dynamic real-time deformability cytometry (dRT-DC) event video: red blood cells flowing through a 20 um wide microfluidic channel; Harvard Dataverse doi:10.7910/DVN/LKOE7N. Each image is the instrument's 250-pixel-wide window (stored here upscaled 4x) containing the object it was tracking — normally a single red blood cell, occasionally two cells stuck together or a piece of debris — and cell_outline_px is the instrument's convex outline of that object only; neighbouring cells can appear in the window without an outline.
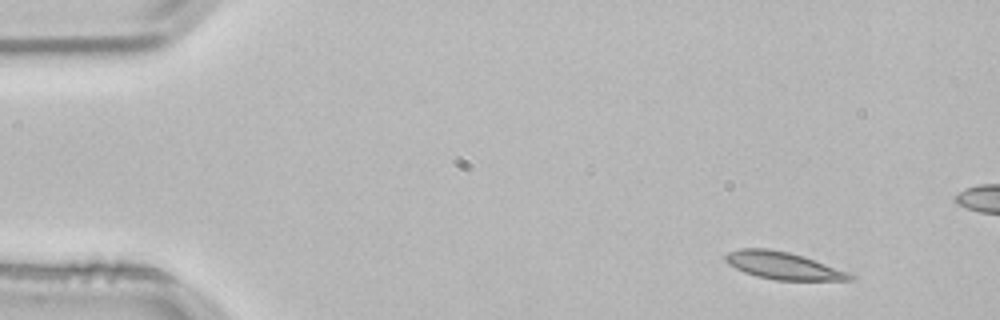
{"species": "common noctule bat (a hibernating species)", "species_latin": "Nyctalus noctula", "temperature_condition": "room temperature", "stored_images_in_passage": 5, "camera_frame_rate_fps": 3000, "um_per_image_px": 0.085, "animal": {"sex": "male", "body_mass_g": 21.5, "forearm_length_mm": 52.0}, "frame": {"image": 1, "passage_image": 1, "time_ms": 0.0, "image_size_px": [1000, 320], "cell_outline_px": [[856, 276], [852, 280], [776, 280], [756, 276], [744, 272], [728, 264], [724, 260], [724, 256], [728, 252], [740, 248], [768, 248], [788, 252], [804, 256]], "centroid_in_image_um": [66.5, 22.57], "position_along_channel_um": 18.5, "area_um2": 19.65}}